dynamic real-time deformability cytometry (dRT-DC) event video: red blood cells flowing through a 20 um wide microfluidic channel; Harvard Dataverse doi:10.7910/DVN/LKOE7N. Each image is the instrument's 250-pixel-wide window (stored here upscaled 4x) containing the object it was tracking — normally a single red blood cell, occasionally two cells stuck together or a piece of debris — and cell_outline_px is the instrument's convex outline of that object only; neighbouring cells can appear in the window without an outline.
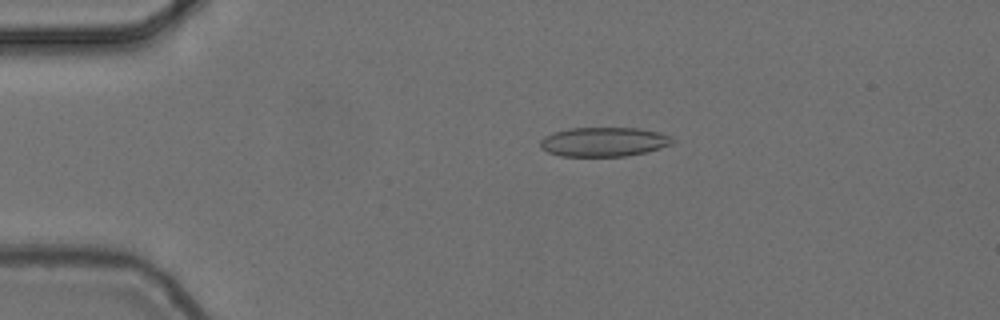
{"species": "common noctule bat (a hibernating species)", "species_latin": "Nyctalus noctula", "temperature_condition": "cold", "stored_images_in_passage": 55, "camera_frame_rate_fps": 3000, "um_per_image_px": 0.085, "animal": {"sex": "female", "body_mass_g": 24.6, "forearm_length_mm": 56.2}, "frame": {"image": 1, "passage_image": 11, "time_ms": 3.333, "image_size_px": [1000, 320], "cell_outline_px": [[676, 140], [672, 144], [648, 152], [628, 156], [560, 156], [548, 152], [540, 148], [540, 140], [544, 136], [552, 132], [568, 128], [640, 128], [672, 136]], "centroid_in_image_um": [51.32, 12.06], "position_along_channel_um": 33.7, "area_um2": 22.83}}
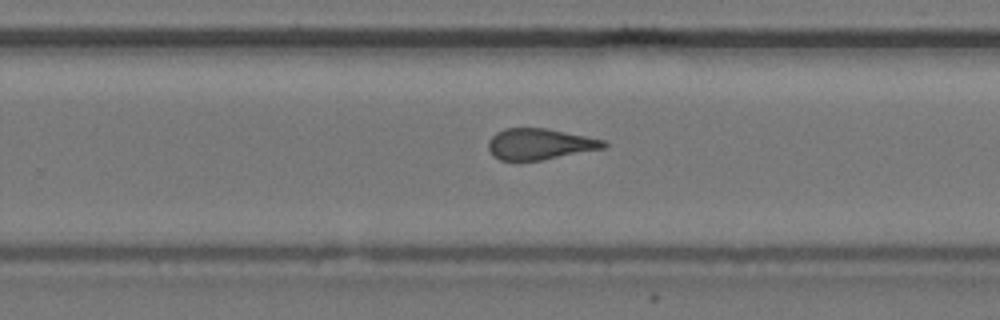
{"frame": {"image": 2, "passage_image": 35, "time_ms": 11.333, "image_size_px": [1000, 320], "cell_outline_px": [[608, 144], [604, 148], [540, 160], [500, 160], [492, 156], [488, 148], [488, 140], [496, 132], [504, 128], [548, 128], [604, 140]], "centroid_in_image_um": [45.84, 12.23], "position_along_channel_um": 284.0, "area_um2": 20.81}}
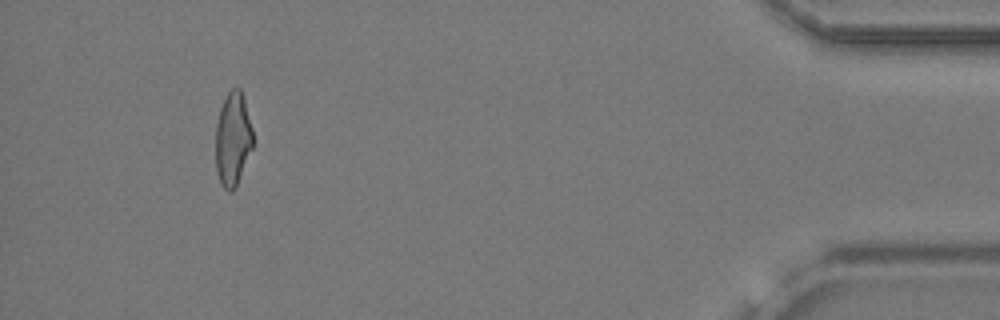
{"frame": {"image": 3, "passage_image": 51, "time_ms": 16.667, "image_size_px": [1000, 320], "cell_outline_px": [[252, 148], [236, 188], [232, 192], [228, 192], [220, 184], [216, 172], [216, 124], [220, 108], [228, 92], [232, 88], [240, 88], [244, 96], [252, 128]], "centroid_in_image_um": [19.78, 11.85], "position_along_channel_um": 415.4, "area_um2": 20.52}, "authors_computed_cell_mechanics": {"area_um2": 21.964, "velocity_mm_per_s": 3.721, "shape_relaxation_time_tau1_ms": null, "shape_relaxation_time_tau2_ms": 2.0523, "deformation_change_tau1": null, "deformation_change_tau2": 0.1}}